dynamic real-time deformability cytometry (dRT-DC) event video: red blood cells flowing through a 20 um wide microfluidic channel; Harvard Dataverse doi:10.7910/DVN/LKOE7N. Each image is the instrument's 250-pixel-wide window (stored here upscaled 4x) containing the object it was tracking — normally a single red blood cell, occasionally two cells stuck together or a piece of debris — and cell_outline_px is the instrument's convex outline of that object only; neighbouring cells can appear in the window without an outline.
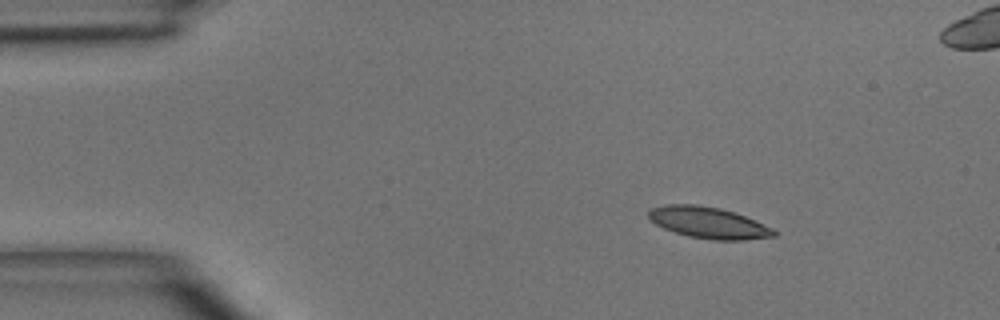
{"species": "common noctule bat (a hibernating species)", "species_latin": "Nyctalus noctula", "temperature_condition": "room temperature", "stored_images_in_passage": 4, "segment_of_instrument_passage": [1, 2], "camera_frame_rate_fps": 3000, "um_per_image_px": 0.085, "animal": {"sex": "male", "body_mass_g": 15.6}, "frame": {"image": 1, "passage_image": 1, "time_ms": 0.0, "image_size_px": [1000, 320], "cell_outline_px": [[776, 236], [744, 240], [712, 240], [688, 236], [664, 228], [656, 224], [648, 216], [648, 212], [652, 208], [664, 204], [696, 204], [720, 208], [736, 212], [772, 228], [776, 232]], "centroid_in_image_um": [60.22, 18.92], "position_along_channel_um": 24.8, "area_um2": 22.83}}